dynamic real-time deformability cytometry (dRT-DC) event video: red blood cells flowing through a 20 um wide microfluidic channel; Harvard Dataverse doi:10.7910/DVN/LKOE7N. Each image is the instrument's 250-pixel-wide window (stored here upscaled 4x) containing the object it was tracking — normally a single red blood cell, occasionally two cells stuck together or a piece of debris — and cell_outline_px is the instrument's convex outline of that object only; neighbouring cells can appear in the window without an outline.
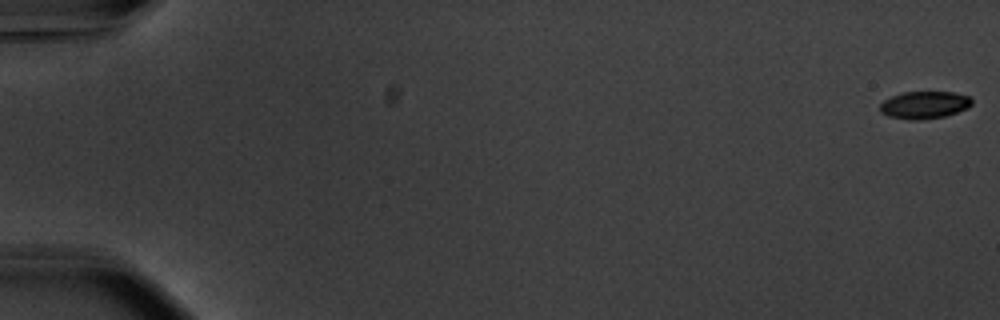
{"species": "common noctule bat (a hibernating species)", "species_latin": "Nyctalus noctula", "temperature_condition": "warm", "stored_images_in_passage": 56, "camera_frame_rate_fps": 3000, "um_per_image_px": 0.085, "animal": {"sex": "male", "body_mass_g": 20.1, "forearm_length_mm": 53.5}, "frame": {"image": 1, "passage_image": 1, "time_ms": 0.0, "image_size_px": [1000, 320], "cell_outline_px": [[972, 104], [968, 108], [944, 116], [920, 120], [912, 120], [888, 116], [880, 112], [880, 104], [884, 100], [892, 96], [904, 92], [952, 92], [968, 96], [972, 100]], "centroid_in_image_um": [78.56, 8.92], "position_along_channel_um": 6.4, "area_um2": 14.57}}
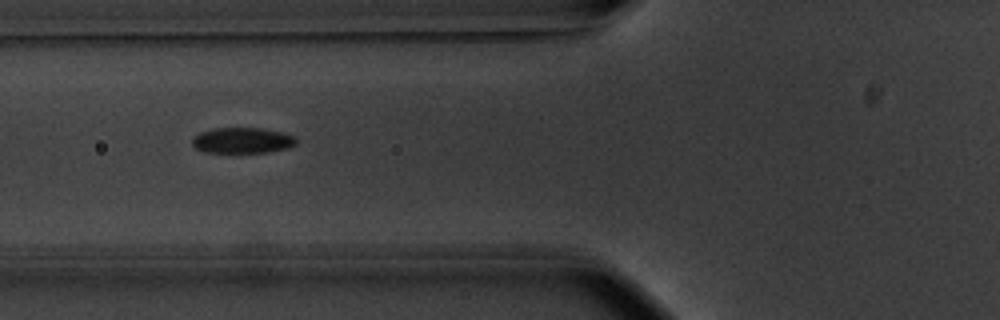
{"frame": {"image": 2, "passage_image": 23, "time_ms": 7.333, "image_size_px": [1000, 320], "cell_outline_px": [[296, 144], [288, 148], [268, 152], [204, 152], [196, 148], [192, 144], [192, 136], [200, 132], [212, 128], [260, 128], [284, 132], [296, 136]], "centroid_in_image_um": [20.6, 11.92], "position_along_channel_um": 105.2, "area_um2": 15.72}}
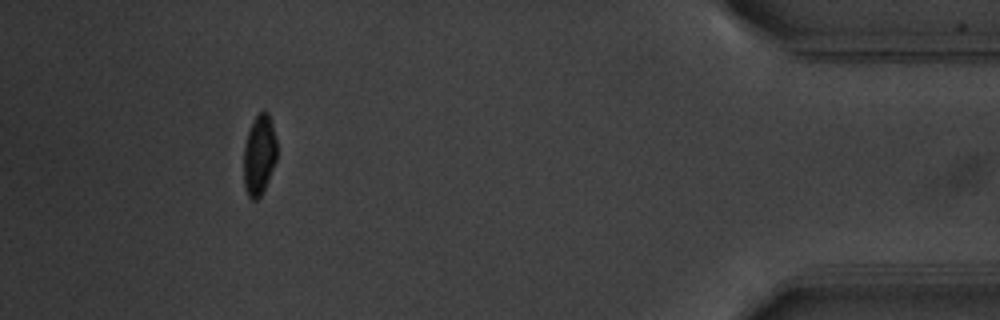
{"frame": {"image": 3, "passage_image": 52, "time_ms": 17.0, "image_size_px": [1000, 320], "cell_outline_px": [[276, 160], [264, 188], [260, 196], [256, 200], [252, 200], [248, 196], [244, 188], [244, 144], [248, 132], [256, 116], [264, 108], [268, 112], [272, 124], [276, 140]], "centroid_in_image_um": [22.02, 13.16], "position_along_channel_um": 413.2, "area_um2": 15.37}, "authors_computed_cell_mechanics": {"area_um2": 16.1262, "velocity_mm_per_s": 3.7313, "shape_relaxation_time_tau1_ms": 3.5248, "shape_relaxation_time_tau2_ms": 2.6089, "deformation_change_tau1": 0.1511, "deformation_change_tau2": 0.0647}}